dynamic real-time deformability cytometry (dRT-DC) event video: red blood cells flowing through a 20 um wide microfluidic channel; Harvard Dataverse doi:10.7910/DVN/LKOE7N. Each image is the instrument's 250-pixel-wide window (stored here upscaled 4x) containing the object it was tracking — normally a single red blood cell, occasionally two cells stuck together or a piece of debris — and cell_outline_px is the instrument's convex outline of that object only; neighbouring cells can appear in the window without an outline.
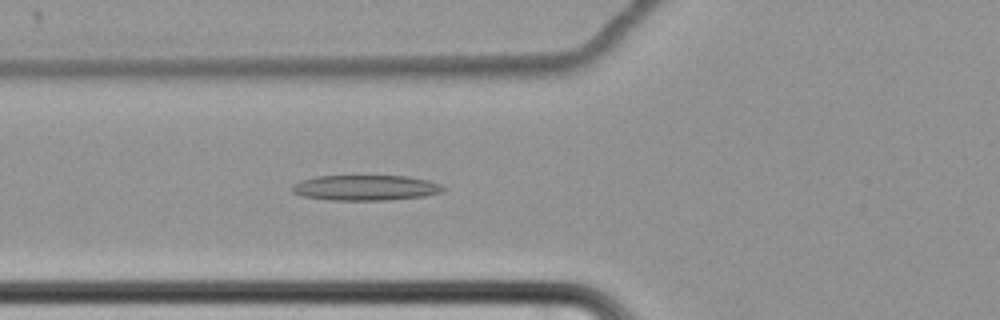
{"species": "common noctule bat (a hibernating species)", "species_latin": "Nyctalus noctula", "temperature_condition": "cold", "stored_images_in_passage": 64, "camera_frame_rate_fps": 3000, "um_per_image_px": 0.085, "animal": {"sex": "female", "body_mass_g": 22.7, "forearm_length_mm": 54.2}, "frame": {"image": 1, "passage_image": 27, "time_ms": 8.667, "image_size_px": [1000, 320], "cell_outline_px": [[448, 188], [440, 192], [424, 196], [384, 200], [332, 200], [304, 196], [292, 192], [292, 184], [300, 180], [316, 176], [408, 176], [428, 180], [440, 184]], "centroid_in_image_um": [31.07, 15.95], "position_along_channel_um": 94.7, "area_um2": 22.31}}
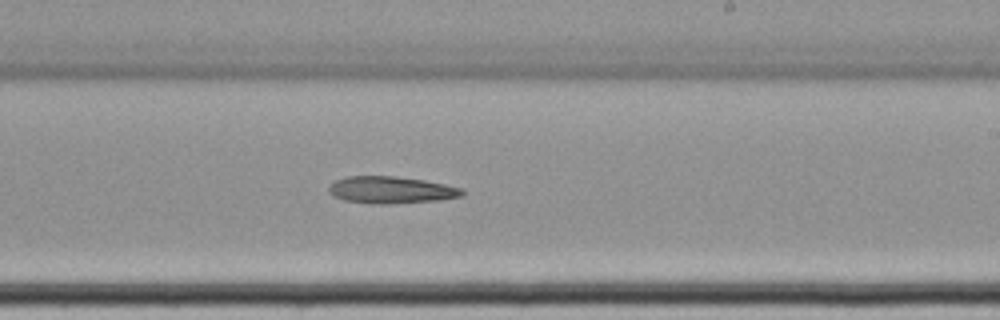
{"frame": {"image": 2, "passage_image": 41, "time_ms": 13.333, "image_size_px": [1000, 320], "cell_outline_px": [[464, 196], [440, 200], [388, 204], [372, 204], [344, 200], [332, 196], [328, 192], [328, 188], [336, 180], [348, 176], [396, 176], [424, 180], [444, 184], [460, 188], [464, 192]], "centroid_in_image_um": [33.23, 16.15], "position_along_channel_um": 255.8, "area_um2": 21.04}}
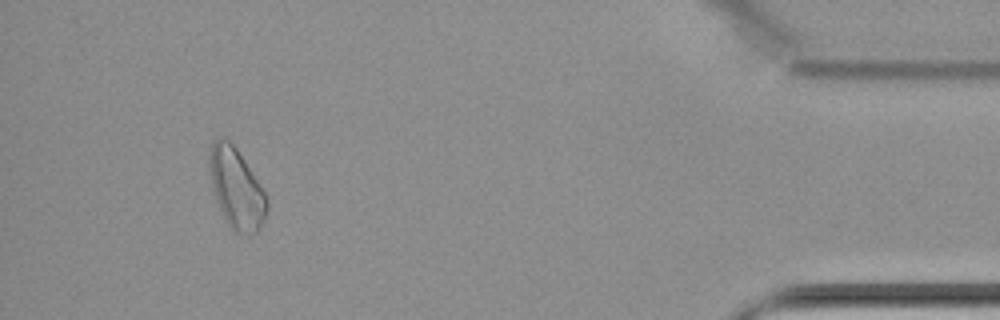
{"frame": {"image": 3, "passage_image": 60, "time_ms": 19.667, "image_size_px": [1000, 320], "cell_outline_px": [[268, 208], [264, 220], [256, 232], [248, 236], [232, 232], [216, 200], [212, 188], [208, 164], [208, 152], [212, 140], [220, 136], [228, 140], [236, 148], [244, 160], [264, 192], [268, 200]], "centroid_in_image_um": [20.06, 16.02], "position_along_channel_um": 415.1, "area_um2": 26.99}}